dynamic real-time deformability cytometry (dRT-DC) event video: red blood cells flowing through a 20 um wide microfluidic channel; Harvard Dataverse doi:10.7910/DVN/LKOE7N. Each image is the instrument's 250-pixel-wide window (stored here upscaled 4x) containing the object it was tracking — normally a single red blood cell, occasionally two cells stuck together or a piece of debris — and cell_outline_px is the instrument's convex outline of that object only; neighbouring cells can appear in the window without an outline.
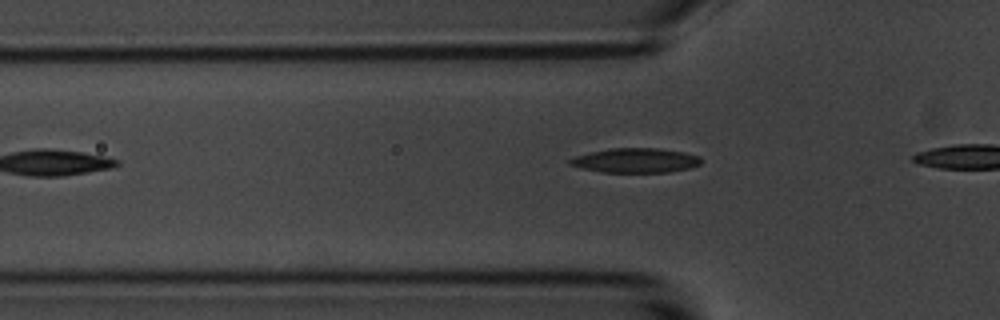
{"species": "common noctule bat (a hibernating species)", "species_latin": "Nyctalus noctula", "temperature_condition": "room temperature", "stored_images_in_passage": 5, "camera_frame_rate_fps": 3000, "um_per_image_px": 0.085, "animal": {"sex": "male", "body_mass_g": 20.1, "forearm_length_mm": 53.5}, "frame": {"image": 1, "passage_image": 2, "time_ms": 0.333, "image_size_px": [1000, 320], "cell_outline_px": [[700, 164], [692, 168], [668, 172], [604, 172], [580, 168], [568, 164], [568, 160], [576, 156], [588, 152], [612, 148], [660, 148], [684, 152], [700, 156]], "centroid_in_image_um": [54.02, 13.63], "position_along_channel_um": 71.8, "area_um2": 18.84}}